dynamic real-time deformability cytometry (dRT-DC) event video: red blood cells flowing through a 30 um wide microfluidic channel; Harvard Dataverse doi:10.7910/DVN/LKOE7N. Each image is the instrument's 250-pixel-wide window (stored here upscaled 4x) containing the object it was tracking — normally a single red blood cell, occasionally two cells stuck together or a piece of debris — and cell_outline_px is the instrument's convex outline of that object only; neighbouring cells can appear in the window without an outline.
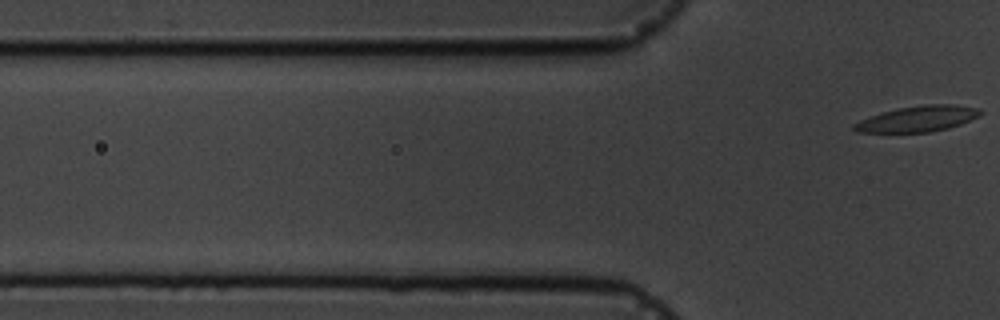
{"species": "common noctule bat (a hibernating species)", "species_latin": "Nyctalus noctula", "temperature_condition": "cold", "stored_images_in_passage": 6, "segment_of_instrument_passage": [2, 2], "camera_frame_rate_fps": 3000, "um_per_image_px": 0.085, "animal": {"sex": "male", "body_mass_g": 19.5, "forearm_length_mm": 54.6}, "frame": {"image": 1, "passage_image": 6, "time_ms": 5.667, "image_size_px": [1000, 320], "cell_outline_px": [[980, 116], [960, 124], [948, 128], [928, 132], [856, 132], [852, 128], [852, 124], [868, 116], [900, 108], [924, 104], [956, 104], [980, 108]], "centroid_in_image_um": [78.01, 10.09], "position_along_channel_um": 47.8, "area_um2": 18.9}}